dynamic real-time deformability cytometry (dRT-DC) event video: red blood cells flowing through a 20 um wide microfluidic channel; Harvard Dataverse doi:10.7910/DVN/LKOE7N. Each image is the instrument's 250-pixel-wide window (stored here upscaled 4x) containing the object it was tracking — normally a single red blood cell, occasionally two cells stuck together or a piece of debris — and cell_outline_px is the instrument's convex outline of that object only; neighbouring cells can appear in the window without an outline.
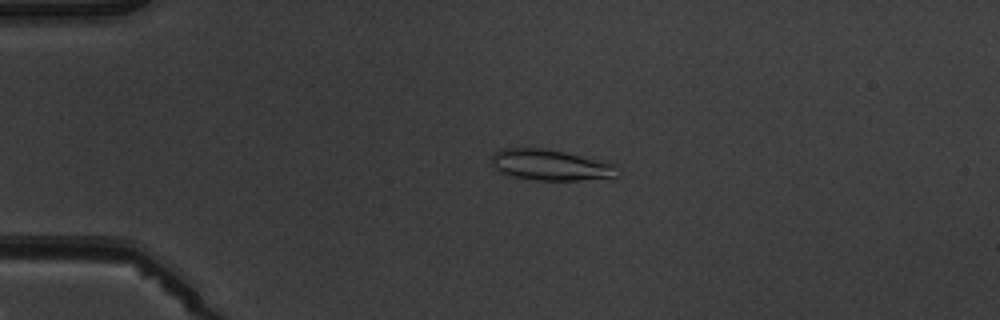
{"species": "common noctule bat (a hibernating species)", "species_latin": "Nyctalus noctula", "temperature_condition": "warm", "stored_images_in_passage": 4, "camera_frame_rate_fps": 3000, "um_per_image_px": 0.085, "animal": {"sex": "male", "body_mass_g": 19.5, "forearm_length_mm": 54.6}, "frame": {"image": 1, "passage_image": 3, "time_ms": 3.333, "image_size_px": [1000, 320], "cell_outline_px": [[620, 176], [580, 180], [536, 180], [516, 176], [500, 172], [492, 164], [492, 156], [500, 148], [544, 148], [604, 160], [616, 164]], "centroid_in_image_um": [46.86, 14.01], "position_along_channel_um": 38.1, "area_um2": 22.66}}